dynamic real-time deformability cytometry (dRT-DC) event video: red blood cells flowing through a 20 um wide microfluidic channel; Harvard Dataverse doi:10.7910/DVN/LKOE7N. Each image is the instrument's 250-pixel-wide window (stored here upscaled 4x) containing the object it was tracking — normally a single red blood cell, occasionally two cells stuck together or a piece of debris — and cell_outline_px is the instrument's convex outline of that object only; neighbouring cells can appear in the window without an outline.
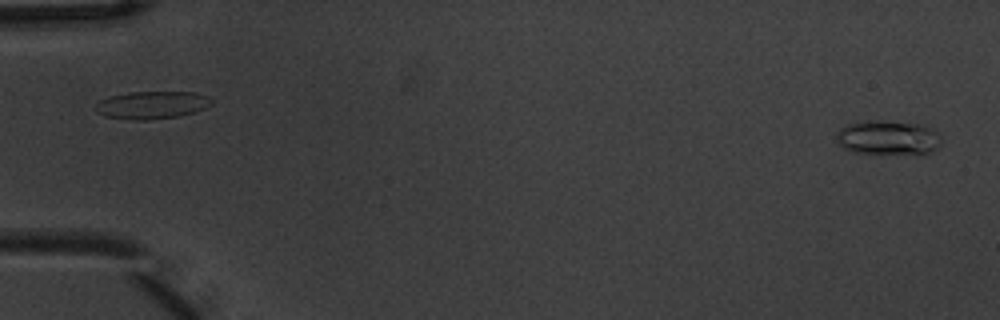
{"species": "common noctule bat (a hibernating species)", "species_latin": "Nyctalus noctula", "temperature_condition": "warm", "stored_images_in_passage": 3, "segment_of_instrument_passage": [2, 2], "camera_frame_rate_fps": 3000, "um_per_image_px": 0.085, "animal": {"sex": "male", "body_mass_g": 20.1, "forearm_length_mm": 53.5}, "frame": {"image": 1, "passage_image": 3, "time_ms": 0.667, "image_size_px": [1000, 320], "cell_outline_px": [[940, 144], [936, 148], [928, 152], [852, 152], [844, 148], [836, 140], [836, 132], [840, 128], [848, 124], [872, 120], [880, 120], [928, 124], [940, 132]], "centroid_in_image_um": [75.5, 11.64], "position_along_channel_um": 9.5, "area_um2": 20.81}}